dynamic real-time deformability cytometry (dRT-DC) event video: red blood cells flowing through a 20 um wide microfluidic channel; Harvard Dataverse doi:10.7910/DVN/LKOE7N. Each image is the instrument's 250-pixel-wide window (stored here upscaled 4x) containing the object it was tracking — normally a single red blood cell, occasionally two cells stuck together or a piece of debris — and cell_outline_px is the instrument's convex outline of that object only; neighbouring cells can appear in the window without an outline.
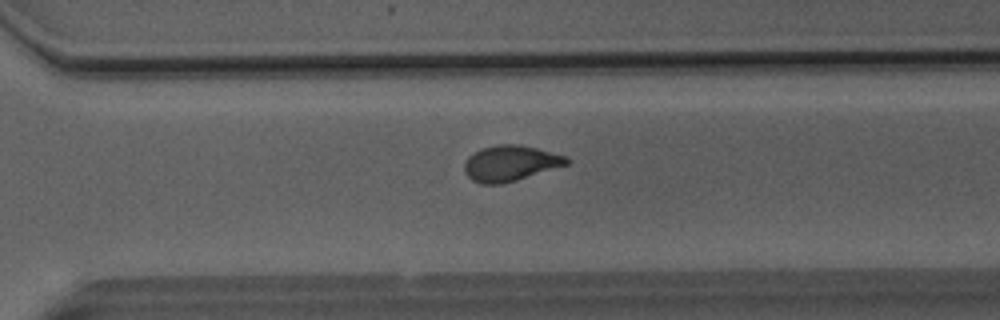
{"species": "Egyptian fruit bat (a non-hibernating species)", "species_latin": "Rousettus aegyptiacus", "temperature_condition": "room temperature", "stored_images_in_passage": 36, "camera_frame_rate_fps": 3000, "um_per_image_px": 0.085, "animal": {"sex": "male"}, "frame": {"image": 1, "passage_image": 25, "time_ms": 8.0, "image_size_px": [1000, 320], "cell_outline_px": [[572, 160], [568, 164], [516, 180], [500, 184], [480, 184], [472, 180], [464, 172], [464, 164], [468, 156], [480, 148], [500, 144], [520, 144], [568, 156]], "centroid_in_image_um": [43.37, 13.87], "position_along_channel_um": 327.2, "area_um2": 21.33}}
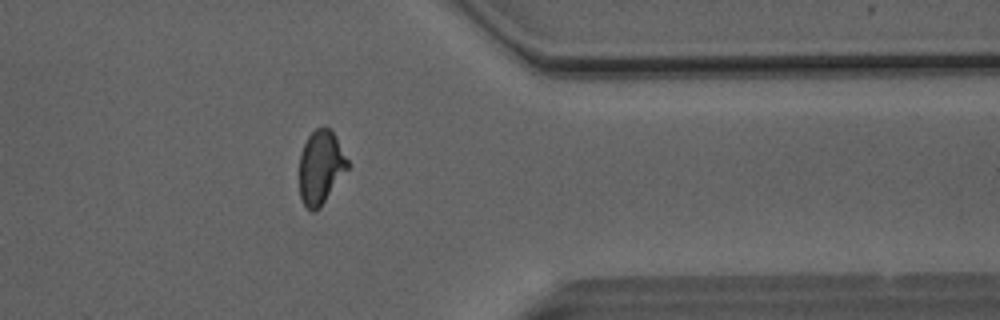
{"frame": {"image": 2, "passage_image": 30, "time_ms": 9.667, "image_size_px": [1000, 320], "cell_outline_px": [[348, 168], [320, 208], [312, 212], [300, 200], [300, 152], [308, 136], [316, 128], [324, 124], [332, 128], [348, 160]], "centroid_in_image_um": [27.26, 14.17], "position_along_channel_um": 384.1, "area_um2": 20.87}, "authors_computed_cell_mechanics": {"area_um2": 21.3282, "velocity_mm_per_s": 4.1075, "shape_relaxation_time_tau1_ms": 4.318, "shape_relaxation_time_tau2_ms": 0.9827, "deformation_change_tau1": 0.1538, "deformation_change_tau2": 0.062}}